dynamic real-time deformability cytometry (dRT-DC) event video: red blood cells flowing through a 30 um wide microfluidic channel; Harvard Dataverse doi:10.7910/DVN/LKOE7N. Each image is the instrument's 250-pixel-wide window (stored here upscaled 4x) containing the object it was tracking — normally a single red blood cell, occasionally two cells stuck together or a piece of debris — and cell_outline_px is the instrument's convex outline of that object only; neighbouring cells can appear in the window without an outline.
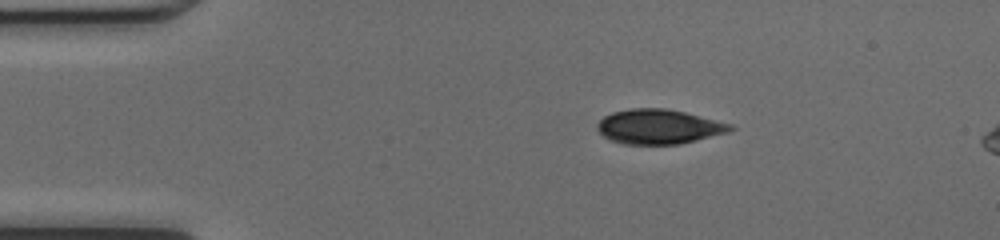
{"species": "common noctule bat (a hibernating species)", "species_latin": "Nyctalus noctula", "temperature_condition": "cold", "stored_images_in_passage": 7, "camera_frame_rate_fps": 3000, "um_per_image_px": 0.085, "animal": {"sex": "female", "body_mass_g": 17.0, "forearm_length_mm": 48.0}, "frame": {"image": 1, "passage_image": 1, "time_ms": 0.0, "image_size_px": [1000, 240], "cell_outline_px": [[736, 128], [728, 132], [680, 144], [624, 144], [612, 140], [604, 136], [596, 128], [596, 124], [604, 116], [612, 112], [632, 108], [664, 108], [684, 112], [732, 124]], "centroid_in_image_um": [55.99, 10.76], "position_along_channel_um": 29.0, "area_um2": 26.7}}